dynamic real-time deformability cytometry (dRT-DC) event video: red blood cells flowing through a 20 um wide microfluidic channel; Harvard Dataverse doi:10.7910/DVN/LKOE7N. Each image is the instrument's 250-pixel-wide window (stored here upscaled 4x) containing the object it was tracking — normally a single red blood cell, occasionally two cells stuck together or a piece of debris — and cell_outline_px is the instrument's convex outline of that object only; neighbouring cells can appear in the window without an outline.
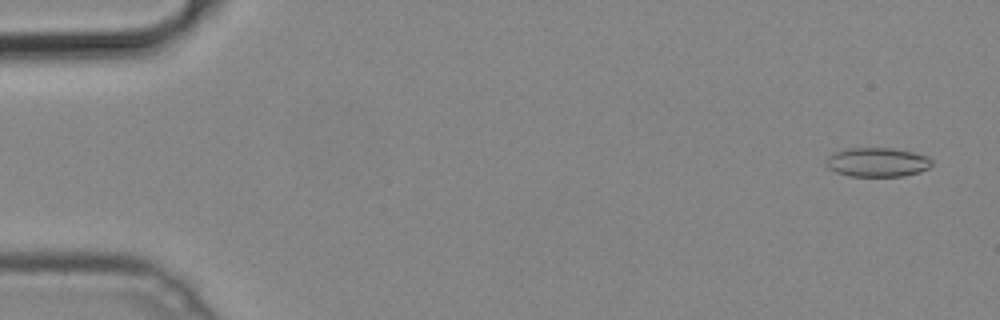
{"species": "common noctule bat (a hibernating species)", "species_latin": "Nyctalus noctula", "temperature_condition": "cold", "stored_images_in_passage": 51, "camera_frame_rate_fps": 3000, "um_per_image_px": 0.085, "animal": {"sex": "male", "body_mass_g": 19.2, "forearm_length_mm": 51.8}, "frame": {"image": 1, "passage_image": 3, "time_ms": 0.667, "image_size_px": [1000, 320], "cell_outline_px": [[932, 164], [928, 168], [920, 172], [904, 176], [848, 176], [836, 172], [828, 168], [828, 156], [836, 152], [848, 148], [892, 148], [912, 152], [928, 156], [932, 160]], "centroid_in_image_um": [74.61, 13.79], "position_along_channel_um": 10.4, "area_um2": 17.86}}
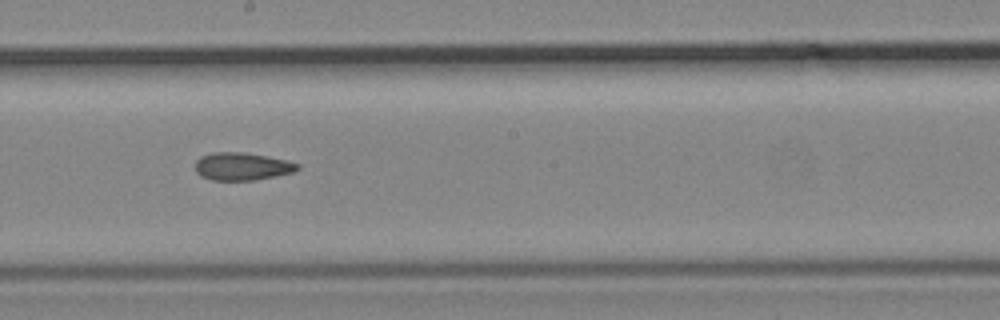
{"frame": {"image": 2, "passage_image": 29, "time_ms": 9.333, "image_size_px": [1000, 320], "cell_outline_px": [[300, 168], [296, 172], [256, 180], [212, 180], [200, 176], [196, 172], [196, 160], [200, 156], [212, 152], [244, 152], [288, 160], [300, 164]], "centroid_in_image_um": [20.6, 14.14], "position_along_channel_um": 227.6, "area_um2": 16.76}}
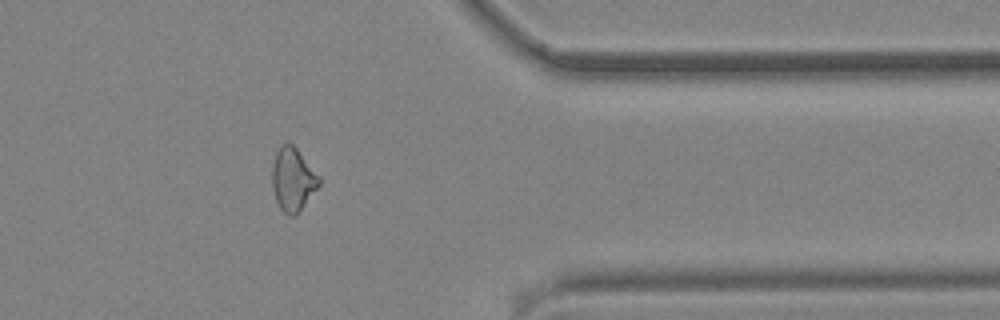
{"frame": {"image": 3, "passage_image": 42, "time_ms": 13.667, "image_size_px": [1000, 320], "cell_outline_px": [[320, 184], [296, 216], [288, 216], [280, 208], [276, 200], [272, 188], [272, 168], [276, 152], [280, 144], [288, 140], [296, 148], [320, 176]], "centroid_in_image_um": [24.88, 15.23], "position_along_channel_um": 386.5, "area_um2": 17.4}}